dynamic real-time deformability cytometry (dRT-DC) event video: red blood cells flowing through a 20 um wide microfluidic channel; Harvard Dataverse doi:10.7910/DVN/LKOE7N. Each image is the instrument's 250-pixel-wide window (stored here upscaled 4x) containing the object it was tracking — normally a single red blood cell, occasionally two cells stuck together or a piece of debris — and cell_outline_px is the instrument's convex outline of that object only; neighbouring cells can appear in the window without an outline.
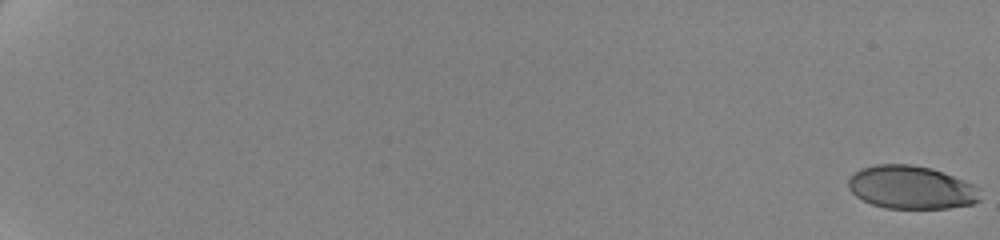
{"species": "human", "species_latin": "Homo sapiens", "temperature_condition": "cold", "stored_images_in_passage": 62, "camera_frame_rate_fps": 3000, "um_per_image_px": 0.085, "donor": {"sex": "female"}, "frame": {"image": 1, "passage_image": 1, "time_ms": 0.0, "image_size_px": [1000, 240], "cell_outline_px": [[980, 200], [972, 204], [948, 208], [884, 208], [872, 204], [856, 196], [848, 188], [848, 180], [860, 168], [876, 164], [912, 164], [932, 168], [972, 184], [980, 188]], "centroid_in_image_um": [77.45, 15.93], "position_along_channel_um": 7.5, "area_um2": 33.12}}
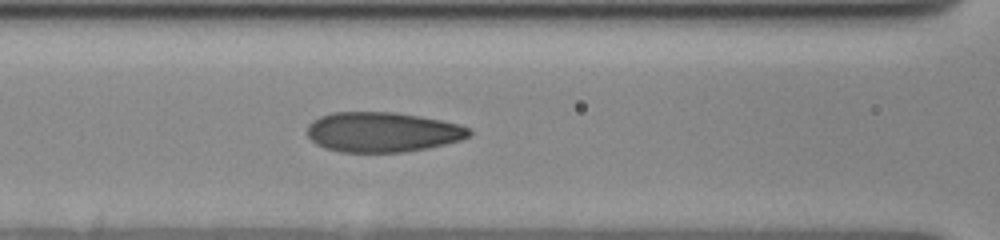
{"frame": {"image": 2, "passage_image": 32, "time_ms": 10.333, "image_size_px": [1000, 240], "cell_outline_px": [[472, 132], [468, 136], [460, 140], [428, 148], [404, 152], [340, 152], [324, 148], [316, 144], [308, 136], [308, 124], [312, 120], [320, 116], [332, 112], [396, 112], [420, 116], [440, 120], [456, 124], [468, 128]], "centroid_in_image_um": [32.46, 11.22], "position_along_channel_um": 134.1, "area_um2": 37.69}}
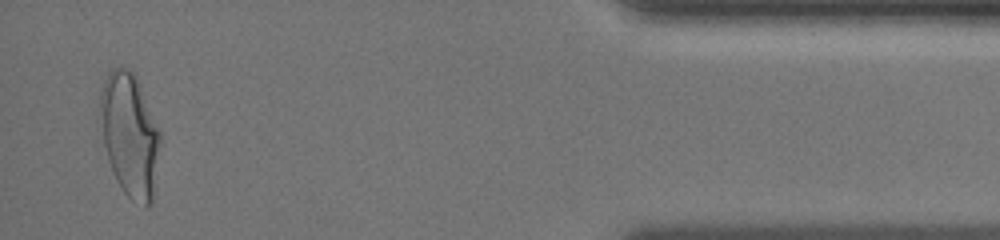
{"frame": {"image": 3, "passage_image": 61, "time_ms": 20.0, "image_size_px": [1000, 240], "cell_outline_px": [[160, 140], [152, 200], [144, 208], [132, 200], [124, 192], [116, 180], [112, 172], [108, 160], [104, 144], [100, 104], [100, 92], [104, 80], [108, 72], [112, 68], [128, 68], [136, 76], [140, 84], [160, 132]], "centroid_in_image_um": [11.02, 11.45], "position_along_channel_um": 424.2, "area_um2": 42.6}, "authors_computed_cell_mechanics": {"area_um2": 36.8186, "velocity_mm_per_s": 3.5034, "shape_relaxation_time_tau1_ms": 6.4773, "shape_relaxation_time_tau2_ms": 0.8721, "deformation_change_tau1": 0.1997, "deformation_change_tau2": 0.0565}}